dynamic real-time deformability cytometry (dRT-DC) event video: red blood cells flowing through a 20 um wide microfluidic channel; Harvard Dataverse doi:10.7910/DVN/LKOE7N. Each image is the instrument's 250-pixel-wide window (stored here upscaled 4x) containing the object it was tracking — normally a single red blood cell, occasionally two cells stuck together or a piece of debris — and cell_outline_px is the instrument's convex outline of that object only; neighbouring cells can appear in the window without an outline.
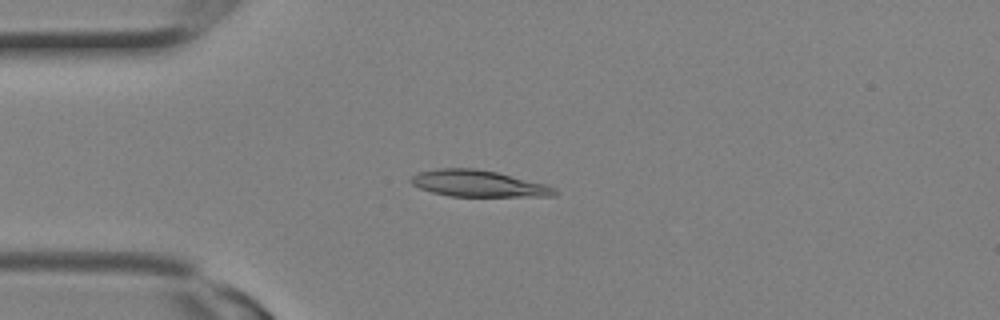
{"species": "Egyptian fruit bat (a non-hibernating species)", "species_latin": "Rousettus aegyptiacus", "temperature_condition": "room temperature", "stored_images_in_passage": 2, "camera_frame_rate_fps": 3000, "um_per_image_px": 0.085, "animal": {"sex": "female"}, "frame": {"image": 1, "passage_image": 2, "time_ms": 0.333, "image_size_px": [1000, 320], "cell_outline_px": [[556, 196], [448, 196], [432, 192], [420, 188], [412, 184], [408, 180], [416, 172], [436, 168], [476, 168], [496, 172], [544, 184], [556, 188]], "centroid_in_image_um": [40.59, 15.59], "position_along_channel_um": 44.4, "area_um2": 22.14}}